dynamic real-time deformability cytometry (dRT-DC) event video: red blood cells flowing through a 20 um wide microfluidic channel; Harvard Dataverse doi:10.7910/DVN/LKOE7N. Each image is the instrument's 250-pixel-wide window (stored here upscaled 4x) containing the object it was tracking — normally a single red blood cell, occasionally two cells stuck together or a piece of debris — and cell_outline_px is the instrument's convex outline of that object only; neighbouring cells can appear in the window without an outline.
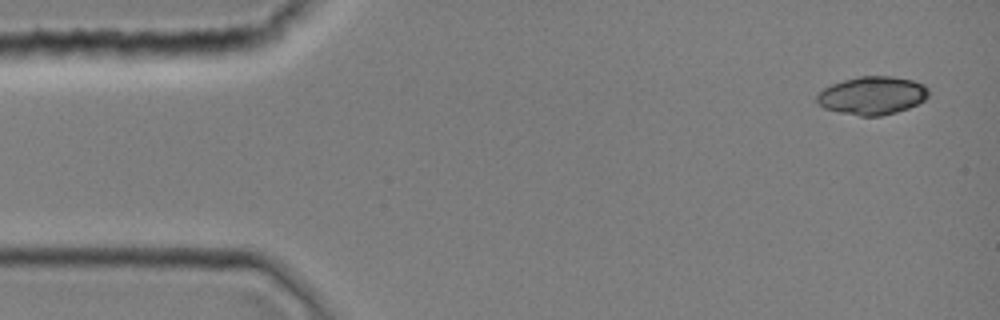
{"species": "common noctule bat (a hibernating species)", "species_latin": "Nyctalus noctula", "temperature_condition": "room temperature", "stored_images_in_passage": 42, "camera_frame_rate_fps": 3000, "um_per_image_px": 0.085, "animal": {"sex": "female", "body_mass_g": 19.0, "forearm_length_mm": 51.5}, "frame": {"image": 1, "passage_image": 1, "time_ms": 0.0, "image_size_px": [1000, 320], "cell_outline_px": [[928, 96], [924, 100], [908, 108], [896, 112], [880, 116], [860, 116], [840, 112], [824, 108], [816, 100], [816, 96], [824, 88], [832, 84], [844, 80], [860, 76], [892, 76], [912, 80], [924, 84], [928, 88]], "centroid_in_image_um": [74.15, 8.11], "position_along_channel_um": 10.8, "area_um2": 24.68}}
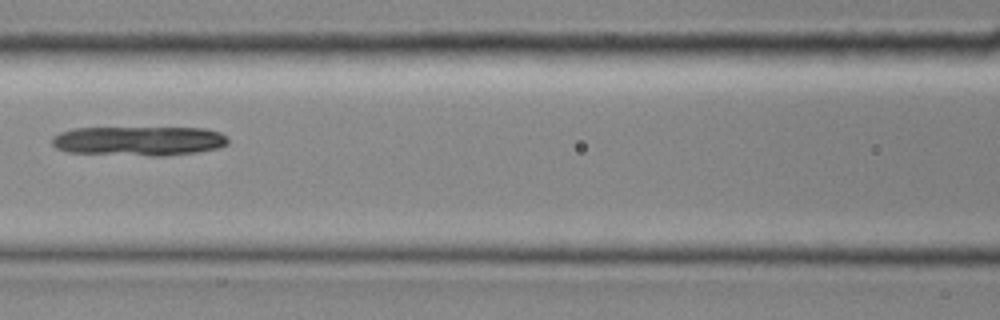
{"frame": {"image": 2, "passage_image": 18, "time_ms": 5.667, "image_size_px": [1000, 320], "cell_outline_px": [[228, 144], [220, 148], [196, 152], [164, 156], [148, 156], [68, 152], [56, 148], [52, 144], [52, 136], [60, 132], [72, 128], [204, 128], [220, 132], [228, 136]], "centroid_in_image_um": [11.82, 11.98], "position_along_channel_um": 154.8, "area_um2": 30.46}}
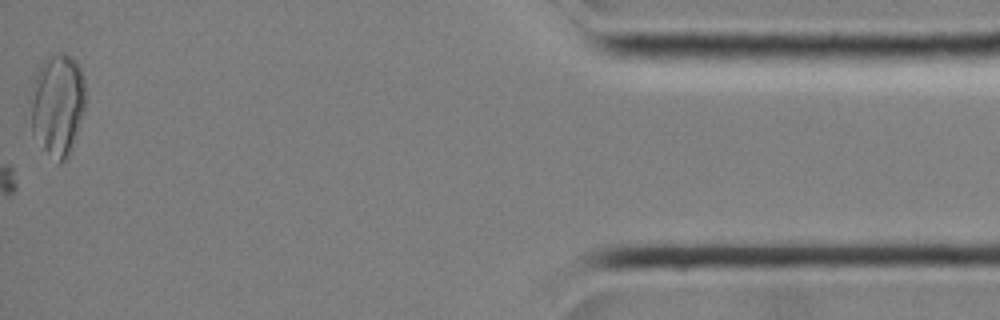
{"frame": {"image": 3, "passage_image": 42, "time_ms": 13.667, "image_size_px": [1000, 320], "cell_outline_px": [[84, 108], [80, 124], [72, 148], [68, 156], [60, 164], [56, 164], [32, 132], [28, 100], [28, 96], [36, 68], [52, 52], [64, 52], [72, 56], [76, 60], [84, 76]], "centroid_in_image_um": [4.84, 8.84], "position_along_channel_um": 430.4, "area_um2": 33.7}}